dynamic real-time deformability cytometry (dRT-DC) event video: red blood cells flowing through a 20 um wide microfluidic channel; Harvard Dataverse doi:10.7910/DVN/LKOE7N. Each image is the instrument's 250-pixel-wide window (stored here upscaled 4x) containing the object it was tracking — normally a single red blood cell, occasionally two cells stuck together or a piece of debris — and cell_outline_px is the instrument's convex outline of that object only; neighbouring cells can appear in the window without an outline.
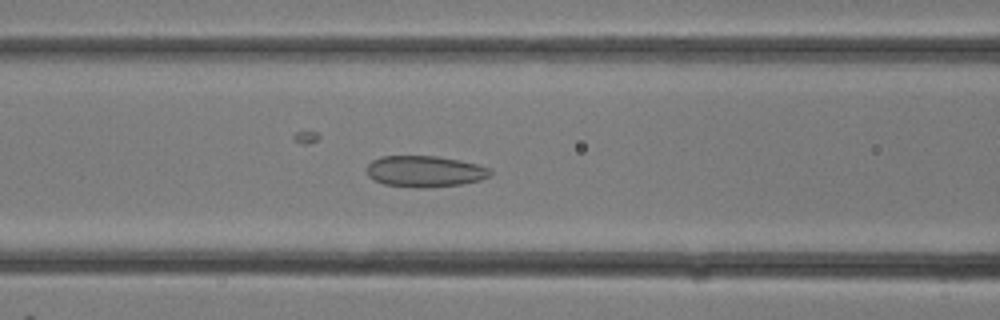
{"species": "common noctule bat (a hibernating species)", "species_latin": "Nyctalus noctula", "temperature_condition": "room temperature", "stored_images_in_passage": 16, "camera_frame_rate_fps": 3000, "um_per_image_px": 0.085, "animal": {"sex": "female"}, "frame": {"image": 1, "passage_image": 14, "time_ms": 4.333, "image_size_px": [1000, 320], "cell_outline_px": [[492, 172], [488, 176], [480, 180], [460, 184], [424, 188], [416, 188], [384, 184], [368, 176], [368, 164], [372, 160], [380, 156], [436, 156], [460, 160], [476, 164], [488, 168]], "centroid_in_image_um": [36.09, 14.56], "position_along_channel_um": 130.5, "area_um2": 22.31}}
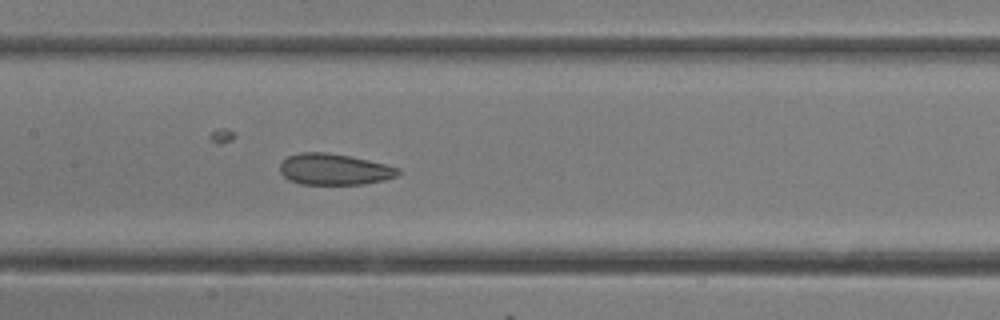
{"frame": {"image": 2, "passage_image": 16, "time_ms": 5.0, "image_size_px": [1000, 320], "cell_outline_px": [[400, 172], [396, 176], [384, 180], [364, 184], [300, 184], [288, 180], [280, 172], [280, 164], [288, 156], [300, 152], [324, 152], [352, 156], [400, 168]], "centroid_in_image_um": [28.4, 14.39], "position_along_channel_um": 179.0, "area_um2": 21.5}}